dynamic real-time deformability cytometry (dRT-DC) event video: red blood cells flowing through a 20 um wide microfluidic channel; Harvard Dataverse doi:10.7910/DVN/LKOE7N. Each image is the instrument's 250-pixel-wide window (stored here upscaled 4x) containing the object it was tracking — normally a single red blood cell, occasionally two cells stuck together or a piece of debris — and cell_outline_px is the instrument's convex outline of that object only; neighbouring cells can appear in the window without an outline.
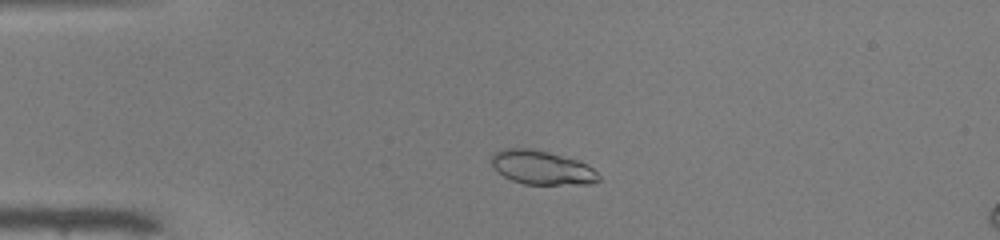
{"species": "common noctule bat (a hibernating species)", "species_latin": "Nyctalus noctula", "temperature_condition": "warm", "stored_images_in_passage": 28, "camera_frame_rate_fps": 3000, "um_per_image_px": 0.085, "animal": {"sex": "male", "body_mass_g": 19.0, "forearm_length_mm": 50.8}, "frame": {"image": 1, "passage_image": 8, "time_ms": 2.333, "image_size_px": [1000, 240], "cell_outline_px": [[600, 180], [592, 184], [524, 184], [512, 180], [496, 172], [488, 160], [496, 152], [504, 148], [532, 148], [548, 152], [576, 160], [592, 168], [600, 176]], "centroid_in_image_um": [46.0, 14.25], "position_along_channel_um": 39.0, "area_um2": 21.21}}
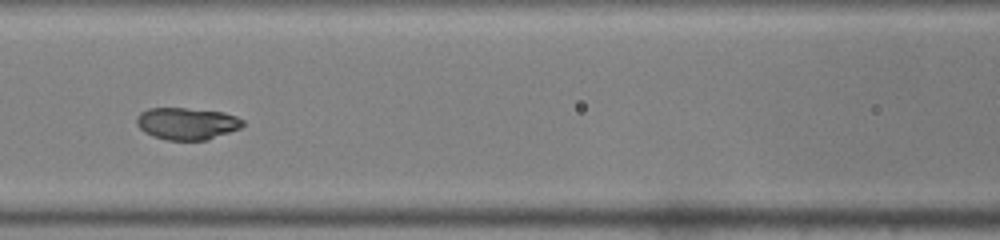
{"frame": {"image": 2, "passage_image": 19, "time_ms": 6.0, "image_size_px": [1000, 240], "cell_outline_px": [[244, 124], [240, 128], [208, 140], [168, 140], [152, 136], [144, 132], [136, 124], [136, 116], [140, 112], [148, 108], [184, 108], [224, 112], [236, 116], [244, 120]], "centroid_in_image_um": [15.87, 10.5], "position_along_channel_um": 150.7, "area_um2": 19.94}}
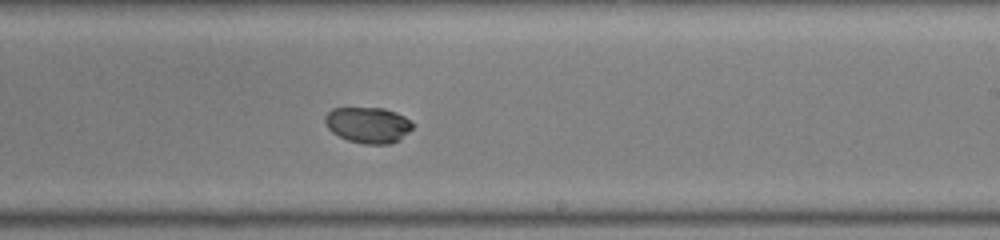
{"frame": {"image": 3, "passage_image": 27, "time_ms": 8.667, "image_size_px": [1000, 240], "cell_outline_px": [[412, 128], [400, 140], [388, 144], [364, 144], [348, 140], [332, 132], [328, 128], [324, 120], [324, 116], [332, 108], [384, 108], [396, 112], [404, 116], [412, 124]], "centroid_in_image_um": [31.27, 10.62], "position_along_channel_um": 257.7, "area_um2": 18.26}}